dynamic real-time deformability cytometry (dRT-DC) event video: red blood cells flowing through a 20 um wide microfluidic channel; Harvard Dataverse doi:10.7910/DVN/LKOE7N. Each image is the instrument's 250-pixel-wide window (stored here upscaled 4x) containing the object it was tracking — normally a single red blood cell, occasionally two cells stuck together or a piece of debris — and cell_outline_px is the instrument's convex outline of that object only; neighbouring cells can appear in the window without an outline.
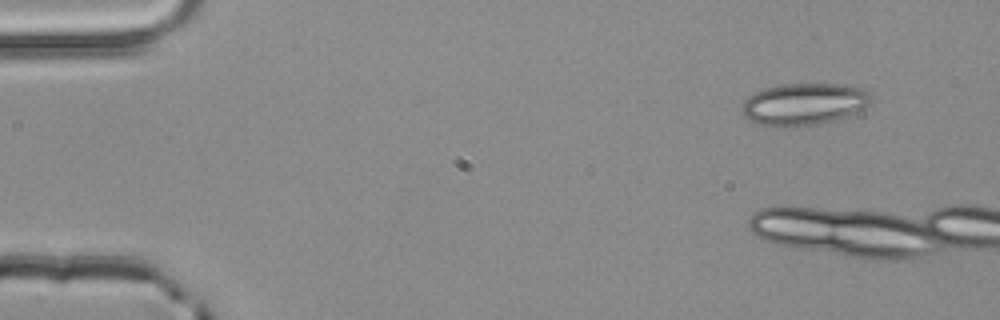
{"species": "common noctule bat (a hibernating species)", "species_latin": "Nyctalus noctula", "temperature_condition": "room temperature", "stored_images_in_passage": 3, "camera_frame_rate_fps": 3000, "um_per_image_px": 0.085, "animal": {"sex": "male", "body_mass_g": 20.4}, "frame": {"image": 1, "passage_image": 1, "time_ms": 0.0, "image_size_px": [1000, 320], "cell_outline_px": [[872, 100], [868, 104], [836, 120], [820, 124], [792, 128], [776, 128], [756, 124], [748, 120], [744, 116], [744, 100], [748, 96], [764, 88], [784, 84], [840, 84], [864, 88], [872, 92]], "centroid_in_image_um": [68.32, 8.87], "position_along_channel_um": 16.7, "area_um2": 31.91}}